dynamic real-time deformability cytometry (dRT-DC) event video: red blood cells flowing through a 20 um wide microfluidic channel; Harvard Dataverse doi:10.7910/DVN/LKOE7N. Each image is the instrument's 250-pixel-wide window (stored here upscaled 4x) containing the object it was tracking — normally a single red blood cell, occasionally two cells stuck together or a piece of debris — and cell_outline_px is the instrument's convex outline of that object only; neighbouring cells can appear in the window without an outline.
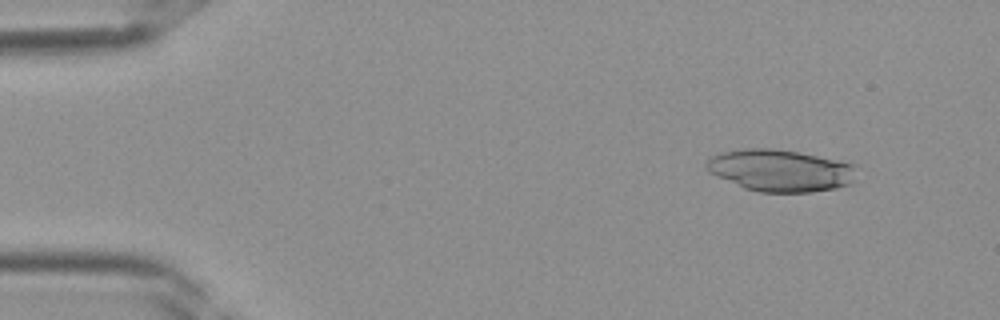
{"species": "Egyptian fruit bat (a non-hibernating species)", "species_latin": "Rousettus aegyptiacus", "temperature_condition": "room temperature", "stored_images_in_passage": 13, "camera_frame_rate_fps": 3000, "um_per_image_px": 0.085, "frame": {"image": 1, "passage_image": 3, "time_ms": 0.667, "image_size_px": [1000, 320], "cell_outline_px": [[856, 164], [852, 180], [848, 184], [836, 188], [812, 192], [760, 192], [744, 188], [716, 176], [708, 172], [704, 164], [712, 156], [720, 152], [744, 148], [772, 148], [796, 152]], "centroid_in_image_um": [66.27, 14.49], "position_along_channel_um": 18.7, "area_um2": 36.53}}